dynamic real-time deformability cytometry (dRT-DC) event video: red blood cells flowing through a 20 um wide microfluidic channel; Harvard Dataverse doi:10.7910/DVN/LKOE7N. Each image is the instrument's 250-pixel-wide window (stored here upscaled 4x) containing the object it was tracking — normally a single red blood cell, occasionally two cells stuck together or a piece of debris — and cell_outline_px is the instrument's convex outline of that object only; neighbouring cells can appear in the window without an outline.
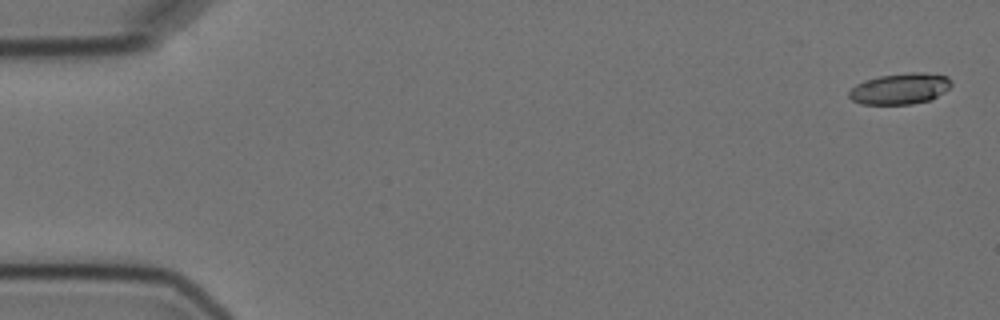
{"species": "Egyptian fruit bat (a non-hibernating species)", "species_latin": "Rousettus aegyptiacus", "temperature_condition": "cold", "stored_images_in_passage": 6, "camera_frame_rate_fps": 3000, "um_per_image_px": 0.085, "animal": {"sex": "female"}, "frame": {"image": 1, "passage_image": 1, "time_ms": 0.0, "image_size_px": [1000, 320], "cell_outline_px": [[952, 84], [944, 92], [932, 100], [912, 104], [860, 104], [852, 100], [848, 96], [848, 92], [856, 84], [864, 80], [880, 76], [908, 72], [924, 72], [948, 76], [952, 80]], "centroid_in_image_um": [76.52, 7.54], "position_along_channel_um": 8.5, "area_um2": 18.73}}
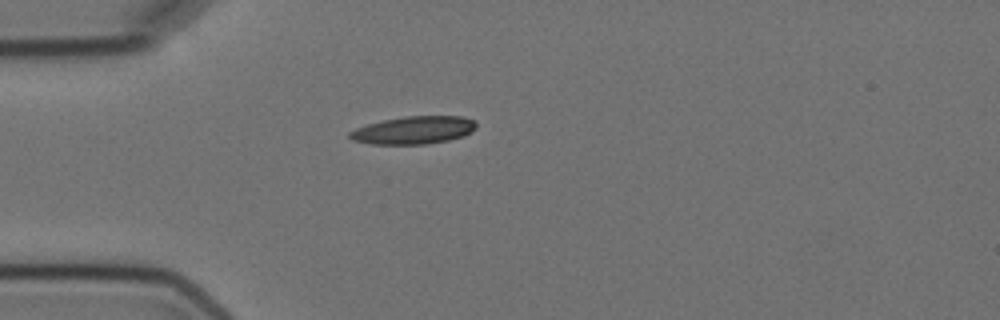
{"frame": {"image": 2, "passage_image": 5, "time_ms": 4.667, "image_size_px": [1000, 320], "cell_outline_px": [[476, 128], [464, 136], [448, 140], [424, 144], [372, 144], [352, 140], [348, 136], [348, 132], [356, 128], [368, 124], [384, 120], [404, 116], [460, 116], [476, 120]], "centroid_in_image_um": [35.17, 11.06], "position_along_channel_um": 49.8, "area_um2": 20.46}}